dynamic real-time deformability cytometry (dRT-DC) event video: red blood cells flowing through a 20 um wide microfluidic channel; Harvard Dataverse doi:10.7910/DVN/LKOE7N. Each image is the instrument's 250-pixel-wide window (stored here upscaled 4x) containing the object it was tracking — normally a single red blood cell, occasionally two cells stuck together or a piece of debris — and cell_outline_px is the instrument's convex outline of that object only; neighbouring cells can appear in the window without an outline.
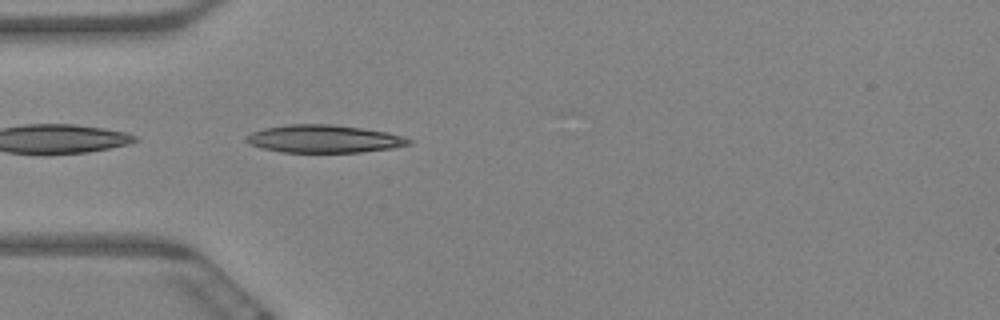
{"species": "Egyptian fruit bat (a non-hibernating species)", "species_latin": "Rousettus aegyptiacus", "temperature_condition": "warm", "stored_images_in_passage": 6, "camera_frame_rate_fps": 3000, "um_per_image_px": 0.085, "animal": {"sex": "female"}, "frame": {"image": 1, "passage_image": 1, "time_ms": 0.0, "image_size_px": [1000, 320], "cell_outline_px": [[412, 144], [392, 148], [360, 152], [280, 152], [248, 144], [244, 140], [244, 136], [252, 132], [264, 128], [288, 124], [332, 124], [388, 132], [404, 136], [412, 140]], "centroid_in_image_um": [27.52, 11.8], "position_along_channel_um": 57.5, "area_um2": 26.41}}
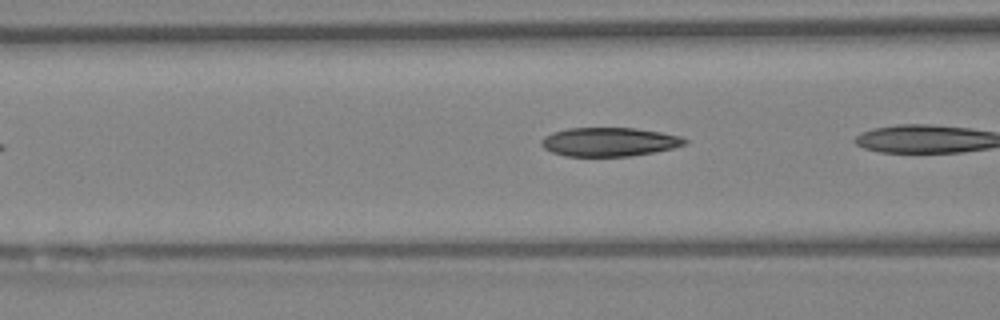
{"frame": {"image": 2, "passage_image": 4, "time_ms": 1.0, "image_size_px": [1000, 320], "cell_outline_px": [[688, 140], [684, 144], [672, 148], [632, 156], [564, 156], [552, 152], [544, 148], [540, 144], [540, 140], [544, 136], [552, 132], [568, 128], [636, 128], [660, 132], [680, 136]], "centroid_in_image_um": [51.73, 12.06], "position_along_channel_um": 114.9, "area_um2": 24.04}}